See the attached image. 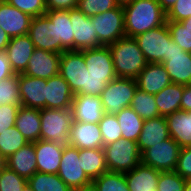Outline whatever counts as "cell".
<instances>
[{"instance_id": "6da1fadb", "label": "cell", "mask_w": 191, "mask_h": 191, "mask_svg": "<svg viewBox=\"0 0 191 191\" xmlns=\"http://www.w3.org/2000/svg\"><path fill=\"white\" fill-rule=\"evenodd\" d=\"M125 32L136 37L166 23V13L157 0H134L123 6Z\"/></svg>"}, {"instance_id": "7a4b0ae2", "label": "cell", "mask_w": 191, "mask_h": 191, "mask_svg": "<svg viewBox=\"0 0 191 191\" xmlns=\"http://www.w3.org/2000/svg\"><path fill=\"white\" fill-rule=\"evenodd\" d=\"M117 77L136 78L147 65L134 37L124 36L108 45Z\"/></svg>"}, {"instance_id": "3957f363", "label": "cell", "mask_w": 191, "mask_h": 191, "mask_svg": "<svg viewBox=\"0 0 191 191\" xmlns=\"http://www.w3.org/2000/svg\"><path fill=\"white\" fill-rule=\"evenodd\" d=\"M40 139L55 142L63 146L70 145V130L73 123L71 108L40 109Z\"/></svg>"}, {"instance_id": "277c9868", "label": "cell", "mask_w": 191, "mask_h": 191, "mask_svg": "<svg viewBox=\"0 0 191 191\" xmlns=\"http://www.w3.org/2000/svg\"><path fill=\"white\" fill-rule=\"evenodd\" d=\"M108 171L126 173L141 163L137 142L121 138L103 146Z\"/></svg>"}, {"instance_id": "5b68a950", "label": "cell", "mask_w": 191, "mask_h": 191, "mask_svg": "<svg viewBox=\"0 0 191 191\" xmlns=\"http://www.w3.org/2000/svg\"><path fill=\"white\" fill-rule=\"evenodd\" d=\"M137 88L134 78L116 77L110 81L100 95L104 112L116 115L121 109L130 107Z\"/></svg>"}, {"instance_id": "8992f818", "label": "cell", "mask_w": 191, "mask_h": 191, "mask_svg": "<svg viewBox=\"0 0 191 191\" xmlns=\"http://www.w3.org/2000/svg\"><path fill=\"white\" fill-rule=\"evenodd\" d=\"M134 38L147 63H162L168 60L171 34L166 23Z\"/></svg>"}, {"instance_id": "52a82bcc", "label": "cell", "mask_w": 191, "mask_h": 191, "mask_svg": "<svg viewBox=\"0 0 191 191\" xmlns=\"http://www.w3.org/2000/svg\"><path fill=\"white\" fill-rule=\"evenodd\" d=\"M91 20L101 46H108L126 36L123 6L94 15Z\"/></svg>"}, {"instance_id": "ba28073f", "label": "cell", "mask_w": 191, "mask_h": 191, "mask_svg": "<svg viewBox=\"0 0 191 191\" xmlns=\"http://www.w3.org/2000/svg\"><path fill=\"white\" fill-rule=\"evenodd\" d=\"M181 146L172 138L153 145L141 153V163L161 172L174 171Z\"/></svg>"}, {"instance_id": "9c48e42d", "label": "cell", "mask_w": 191, "mask_h": 191, "mask_svg": "<svg viewBox=\"0 0 191 191\" xmlns=\"http://www.w3.org/2000/svg\"><path fill=\"white\" fill-rule=\"evenodd\" d=\"M57 175L71 190L92 185V181L82 170L79 149L71 145L64 146Z\"/></svg>"}, {"instance_id": "30bf717a", "label": "cell", "mask_w": 191, "mask_h": 191, "mask_svg": "<svg viewBox=\"0 0 191 191\" xmlns=\"http://www.w3.org/2000/svg\"><path fill=\"white\" fill-rule=\"evenodd\" d=\"M28 35L35 48L58 54L67 51L61 45V41H57L56 24H53L46 15L32 18Z\"/></svg>"}, {"instance_id": "8fae6325", "label": "cell", "mask_w": 191, "mask_h": 191, "mask_svg": "<svg viewBox=\"0 0 191 191\" xmlns=\"http://www.w3.org/2000/svg\"><path fill=\"white\" fill-rule=\"evenodd\" d=\"M86 69L84 50L64 51L61 54L59 74L66 80L74 94H78L85 86Z\"/></svg>"}, {"instance_id": "7c38bea8", "label": "cell", "mask_w": 191, "mask_h": 191, "mask_svg": "<svg viewBox=\"0 0 191 191\" xmlns=\"http://www.w3.org/2000/svg\"><path fill=\"white\" fill-rule=\"evenodd\" d=\"M172 83L191 84V53L185 52L170 38L168 60L162 62Z\"/></svg>"}, {"instance_id": "4fadbf2b", "label": "cell", "mask_w": 191, "mask_h": 191, "mask_svg": "<svg viewBox=\"0 0 191 191\" xmlns=\"http://www.w3.org/2000/svg\"><path fill=\"white\" fill-rule=\"evenodd\" d=\"M69 17L74 31V50L82 51L101 46L91 17L84 15L77 8L69 10Z\"/></svg>"}, {"instance_id": "5bb4252c", "label": "cell", "mask_w": 191, "mask_h": 191, "mask_svg": "<svg viewBox=\"0 0 191 191\" xmlns=\"http://www.w3.org/2000/svg\"><path fill=\"white\" fill-rule=\"evenodd\" d=\"M61 54L35 48L24 75L49 79L59 74Z\"/></svg>"}, {"instance_id": "9a60e30c", "label": "cell", "mask_w": 191, "mask_h": 191, "mask_svg": "<svg viewBox=\"0 0 191 191\" xmlns=\"http://www.w3.org/2000/svg\"><path fill=\"white\" fill-rule=\"evenodd\" d=\"M18 88L21 106L46 108V79L18 74Z\"/></svg>"}, {"instance_id": "2e32d148", "label": "cell", "mask_w": 191, "mask_h": 191, "mask_svg": "<svg viewBox=\"0 0 191 191\" xmlns=\"http://www.w3.org/2000/svg\"><path fill=\"white\" fill-rule=\"evenodd\" d=\"M84 61L87 70L94 78L115 79L111 51L108 46L84 50Z\"/></svg>"}, {"instance_id": "e0dca14e", "label": "cell", "mask_w": 191, "mask_h": 191, "mask_svg": "<svg viewBox=\"0 0 191 191\" xmlns=\"http://www.w3.org/2000/svg\"><path fill=\"white\" fill-rule=\"evenodd\" d=\"M31 16L0 0V27L10 38L28 34Z\"/></svg>"}, {"instance_id": "ac0fdd59", "label": "cell", "mask_w": 191, "mask_h": 191, "mask_svg": "<svg viewBox=\"0 0 191 191\" xmlns=\"http://www.w3.org/2000/svg\"><path fill=\"white\" fill-rule=\"evenodd\" d=\"M71 110L76 122L99 123L105 115L101 97L94 95L74 94Z\"/></svg>"}, {"instance_id": "d6986e66", "label": "cell", "mask_w": 191, "mask_h": 191, "mask_svg": "<svg viewBox=\"0 0 191 191\" xmlns=\"http://www.w3.org/2000/svg\"><path fill=\"white\" fill-rule=\"evenodd\" d=\"M35 47L29 35L12 37L6 47V54L15 74H23Z\"/></svg>"}, {"instance_id": "ffe728a7", "label": "cell", "mask_w": 191, "mask_h": 191, "mask_svg": "<svg viewBox=\"0 0 191 191\" xmlns=\"http://www.w3.org/2000/svg\"><path fill=\"white\" fill-rule=\"evenodd\" d=\"M33 143L36 153L37 172L57 174L64 146L41 139Z\"/></svg>"}, {"instance_id": "44dd1931", "label": "cell", "mask_w": 191, "mask_h": 191, "mask_svg": "<svg viewBox=\"0 0 191 191\" xmlns=\"http://www.w3.org/2000/svg\"><path fill=\"white\" fill-rule=\"evenodd\" d=\"M135 79L141 91L153 95L172 83L162 63H147Z\"/></svg>"}, {"instance_id": "7402d4cb", "label": "cell", "mask_w": 191, "mask_h": 191, "mask_svg": "<svg viewBox=\"0 0 191 191\" xmlns=\"http://www.w3.org/2000/svg\"><path fill=\"white\" fill-rule=\"evenodd\" d=\"M69 137L70 145L78 149L103 148V139L98 123L73 121Z\"/></svg>"}, {"instance_id": "603a6c76", "label": "cell", "mask_w": 191, "mask_h": 191, "mask_svg": "<svg viewBox=\"0 0 191 191\" xmlns=\"http://www.w3.org/2000/svg\"><path fill=\"white\" fill-rule=\"evenodd\" d=\"M74 93L66 80L57 74L46 80V108L66 109L72 107Z\"/></svg>"}, {"instance_id": "cb8c5ba5", "label": "cell", "mask_w": 191, "mask_h": 191, "mask_svg": "<svg viewBox=\"0 0 191 191\" xmlns=\"http://www.w3.org/2000/svg\"><path fill=\"white\" fill-rule=\"evenodd\" d=\"M168 138H170V135L165 117L146 119L137 140L138 149L142 153L145 149Z\"/></svg>"}, {"instance_id": "d4e9b609", "label": "cell", "mask_w": 191, "mask_h": 191, "mask_svg": "<svg viewBox=\"0 0 191 191\" xmlns=\"http://www.w3.org/2000/svg\"><path fill=\"white\" fill-rule=\"evenodd\" d=\"M5 161L7 168L28 180L37 172L34 143L28 142Z\"/></svg>"}, {"instance_id": "484cf974", "label": "cell", "mask_w": 191, "mask_h": 191, "mask_svg": "<svg viewBox=\"0 0 191 191\" xmlns=\"http://www.w3.org/2000/svg\"><path fill=\"white\" fill-rule=\"evenodd\" d=\"M160 172L140 163L124 175L130 191H157Z\"/></svg>"}, {"instance_id": "4316f807", "label": "cell", "mask_w": 191, "mask_h": 191, "mask_svg": "<svg viewBox=\"0 0 191 191\" xmlns=\"http://www.w3.org/2000/svg\"><path fill=\"white\" fill-rule=\"evenodd\" d=\"M14 126L23 134L28 142L40 140V109L20 106Z\"/></svg>"}, {"instance_id": "83f0119b", "label": "cell", "mask_w": 191, "mask_h": 191, "mask_svg": "<svg viewBox=\"0 0 191 191\" xmlns=\"http://www.w3.org/2000/svg\"><path fill=\"white\" fill-rule=\"evenodd\" d=\"M168 131L181 148L191 147V113L178 110L165 117Z\"/></svg>"}, {"instance_id": "f1b7e54d", "label": "cell", "mask_w": 191, "mask_h": 191, "mask_svg": "<svg viewBox=\"0 0 191 191\" xmlns=\"http://www.w3.org/2000/svg\"><path fill=\"white\" fill-rule=\"evenodd\" d=\"M184 85L171 83L154 95L160 116L166 117L181 110V98Z\"/></svg>"}, {"instance_id": "f546056e", "label": "cell", "mask_w": 191, "mask_h": 191, "mask_svg": "<svg viewBox=\"0 0 191 191\" xmlns=\"http://www.w3.org/2000/svg\"><path fill=\"white\" fill-rule=\"evenodd\" d=\"M45 15L56 24L57 41L67 50H74V31L69 17V10L47 11Z\"/></svg>"}, {"instance_id": "4dcf8cb0", "label": "cell", "mask_w": 191, "mask_h": 191, "mask_svg": "<svg viewBox=\"0 0 191 191\" xmlns=\"http://www.w3.org/2000/svg\"><path fill=\"white\" fill-rule=\"evenodd\" d=\"M79 156L82 170L91 181L108 171L103 148L79 149Z\"/></svg>"}, {"instance_id": "1f68e13d", "label": "cell", "mask_w": 191, "mask_h": 191, "mask_svg": "<svg viewBox=\"0 0 191 191\" xmlns=\"http://www.w3.org/2000/svg\"><path fill=\"white\" fill-rule=\"evenodd\" d=\"M122 138L137 142L144 120L131 108H123L117 114Z\"/></svg>"}, {"instance_id": "d6a6232c", "label": "cell", "mask_w": 191, "mask_h": 191, "mask_svg": "<svg viewBox=\"0 0 191 191\" xmlns=\"http://www.w3.org/2000/svg\"><path fill=\"white\" fill-rule=\"evenodd\" d=\"M27 184L33 191H72L57 174L36 172Z\"/></svg>"}, {"instance_id": "836d02e7", "label": "cell", "mask_w": 191, "mask_h": 191, "mask_svg": "<svg viewBox=\"0 0 191 191\" xmlns=\"http://www.w3.org/2000/svg\"><path fill=\"white\" fill-rule=\"evenodd\" d=\"M130 107L143 119H152L159 117V111L153 94L141 91L139 88L135 91Z\"/></svg>"}, {"instance_id": "e575fe53", "label": "cell", "mask_w": 191, "mask_h": 191, "mask_svg": "<svg viewBox=\"0 0 191 191\" xmlns=\"http://www.w3.org/2000/svg\"><path fill=\"white\" fill-rule=\"evenodd\" d=\"M27 143L26 138L15 126L7 128L0 134V154L7 159Z\"/></svg>"}, {"instance_id": "d590c367", "label": "cell", "mask_w": 191, "mask_h": 191, "mask_svg": "<svg viewBox=\"0 0 191 191\" xmlns=\"http://www.w3.org/2000/svg\"><path fill=\"white\" fill-rule=\"evenodd\" d=\"M92 185L97 191H130L124 173L107 171L94 179Z\"/></svg>"}, {"instance_id": "8d00e7d4", "label": "cell", "mask_w": 191, "mask_h": 191, "mask_svg": "<svg viewBox=\"0 0 191 191\" xmlns=\"http://www.w3.org/2000/svg\"><path fill=\"white\" fill-rule=\"evenodd\" d=\"M98 125L103 139V146L122 138V131L116 115L105 113Z\"/></svg>"}, {"instance_id": "74e56055", "label": "cell", "mask_w": 191, "mask_h": 191, "mask_svg": "<svg viewBox=\"0 0 191 191\" xmlns=\"http://www.w3.org/2000/svg\"><path fill=\"white\" fill-rule=\"evenodd\" d=\"M118 6L116 0H78L76 8L84 15L92 17Z\"/></svg>"}, {"instance_id": "f35d334b", "label": "cell", "mask_w": 191, "mask_h": 191, "mask_svg": "<svg viewBox=\"0 0 191 191\" xmlns=\"http://www.w3.org/2000/svg\"><path fill=\"white\" fill-rule=\"evenodd\" d=\"M0 104H18L21 106L18 74L0 82Z\"/></svg>"}, {"instance_id": "ab89813d", "label": "cell", "mask_w": 191, "mask_h": 191, "mask_svg": "<svg viewBox=\"0 0 191 191\" xmlns=\"http://www.w3.org/2000/svg\"><path fill=\"white\" fill-rule=\"evenodd\" d=\"M166 24L172 40L185 52L191 53V30L185 28L182 23L178 21L166 20Z\"/></svg>"}, {"instance_id": "60d3db41", "label": "cell", "mask_w": 191, "mask_h": 191, "mask_svg": "<svg viewBox=\"0 0 191 191\" xmlns=\"http://www.w3.org/2000/svg\"><path fill=\"white\" fill-rule=\"evenodd\" d=\"M27 179L6 166L0 171V191H22Z\"/></svg>"}, {"instance_id": "b9f144b4", "label": "cell", "mask_w": 191, "mask_h": 191, "mask_svg": "<svg viewBox=\"0 0 191 191\" xmlns=\"http://www.w3.org/2000/svg\"><path fill=\"white\" fill-rule=\"evenodd\" d=\"M186 180L175 171L160 172L157 191H183Z\"/></svg>"}, {"instance_id": "7bdbcfd3", "label": "cell", "mask_w": 191, "mask_h": 191, "mask_svg": "<svg viewBox=\"0 0 191 191\" xmlns=\"http://www.w3.org/2000/svg\"><path fill=\"white\" fill-rule=\"evenodd\" d=\"M8 4L28 14L31 17L45 15L46 0H5Z\"/></svg>"}, {"instance_id": "ee69618b", "label": "cell", "mask_w": 191, "mask_h": 191, "mask_svg": "<svg viewBox=\"0 0 191 191\" xmlns=\"http://www.w3.org/2000/svg\"><path fill=\"white\" fill-rule=\"evenodd\" d=\"M112 80L113 79L94 78L86 69L85 86L78 94L100 96L106 85Z\"/></svg>"}, {"instance_id": "f6af8a7d", "label": "cell", "mask_w": 191, "mask_h": 191, "mask_svg": "<svg viewBox=\"0 0 191 191\" xmlns=\"http://www.w3.org/2000/svg\"><path fill=\"white\" fill-rule=\"evenodd\" d=\"M191 17V0H177L171 10L166 14L168 21H182Z\"/></svg>"}, {"instance_id": "bcb514c9", "label": "cell", "mask_w": 191, "mask_h": 191, "mask_svg": "<svg viewBox=\"0 0 191 191\" xmlns=\"http://www.w3.org/2000/svg\"><path fill=\"white\" fill-rule=\"evenodd\" d=\"M19 107L18 104H0V134L14 126Z\"/></svg>"}, {"instance_id": "7dc6e473", "label": "cell", "mask_w": 191, "mask_h": 191, "mask_svg": "<svg viewBox=\"0 0 191 191\" xmlns=\"http://www.w3.org/2000/svg\"><path fill=\"white\" fill-rule=\"evenodd\" d=\"M174 171L184 179L191 177V147L181 148Z\"/></svg>"}, {"instance_id": "c3c4849f", "label": "cell", "mask_w": 191, "mask_h": 191, "mask_svg": "<svg viewBox=\"0 0 191 191\" xmlns=\"http://www.w3.org/2000/svg\"><path fill=\"white\" fill-rule=\"evenodd\" d=\"M78 0H46L47 11L71 10L77 7Z\"/></svg>"}, {"instance_id": "681fc988", "label": "cell", "mask_w": 191, "mask_h": 191, "mask_svg": "<svg viewBox=\"0 0 191 191\" xmlns=\"http://www.w3.org/2000/svg\"><path fill=\"white\" fill-rule=\"evenodd\" d=\"M14 75L15 73L11 69L6 52L0 51V82Z\"/></svg>"}, {"instance_id": "f907efd6", "label": "cell", "mask_w": 191, "mask_h": 191, "mask_svg": "<svg viewBox=\"0 0 191 191\" xmlns=\"http://www.w3.org/2000/svg\"><path fill=\"white\" fill-rule=\"evenodd\" d=\"M181 110L190 112L191 111V84L184 85V91L181 98Z\"/></svg>"}, {"instance_id": "816d5d0a", "label": "cell", "mask_w": 191, "mask_h": 191, "mask_svg": "<svg viewBox=\"0 0 191 191\" xmlns=\"http://www.w3.org/2000/svg\"><path fill=\"white\" fill-rule=\"evenodd\" d=\"M8 34L0 27V51H5L10 42Z\"/></svg>"}, {"instance_id": "f5cc1de1", "label": "cell", "mask_w": 191, "mask_h": 191, "mask_svg": "<svg viewBox=\"0 0 191 191\" xmlns=\"http://www.w3.org/2000/svg\"><path fill=\"white\" fill-rule=\"evenodd\" d=\"M162 10L167 14L177 0H157Z\"/></svg>"}, {"instance_id": "db71d44e", "label": "cell", "mask_w": 191, "mask_h": 191, "mask_svg": "<svg viewBox=\"0 0 191 191\" xmlns=\"http://www.w3.org/2000/svg\"><path fill=\"white\" fill-rule=\"evenodd\" d=\"M185 28L191 30V17L180 21Z\"/></svg>"}, {"instance_id": "11a10c76", "label": "cell", "mask_w": 191, "mask_h": 191, "mask_svg": "<svg viewBox=\"0 0 191 191\" xmlns=\"http://www.w3.org/2000/svg\"><path fill=\"white\" fill-rule=\"evenodd\" d=\"M72 191H97L93 185L84 187V188H77V189H73Z\"/></svg>"}, {"instance_id": "9f6ffc18", "label": "cell", "mask_w": 191, "mask_h": 191, "mask_svg": "<svg viewBox=\"0 0 191 191\" xmlns=\"http://www.w3.org/2000/svg\"><path fill=\"white\" fill-rule=\"evenodd\" d=\"M134 0H116V2L118 3V5H120V6H124V5H126V4H128V3H131V2H133Z\"/></svg>"}, {"instance_id": "6f0895ef", "label": "cell", "mask_w": 191, "mask_h": 191, "mask_svg": "<svg viewBox=\"0 0 191 191\" xmlns=\"http://www.w3.org/2000/svg\"><path fill=\"white\" fill-rule=\"evenodd\" d=\"M6 166L5 158L0 154V171Z\"/></svg>"}, {"instance_id": "680465c9", "label": "cell", "mask_w": 191, "mask_h": 191, "mask_svg": "<svg viewBox=\"0 0 191 191\" xmlns=\"http://www.w3.org/2000/svg\"><path fill=\"white\" fill-rule=\"evenodd\" d=\"M183 191H191V181L186 180Z\"/></svg>"}, {"instance_id": "91938a15", "label": "cell", "mask_w": 191, "mask_h": 191, "mask_svg": "<svg viewBox=\"0 0 191 191\" xmlns=\"http://www.w3.org/2000/svg\"><path fill=\"white\" fill-rule=\"evenodd\" d=\"M22 191H33L32 188L27 184Z\"/></svg>"}]
</instances>
